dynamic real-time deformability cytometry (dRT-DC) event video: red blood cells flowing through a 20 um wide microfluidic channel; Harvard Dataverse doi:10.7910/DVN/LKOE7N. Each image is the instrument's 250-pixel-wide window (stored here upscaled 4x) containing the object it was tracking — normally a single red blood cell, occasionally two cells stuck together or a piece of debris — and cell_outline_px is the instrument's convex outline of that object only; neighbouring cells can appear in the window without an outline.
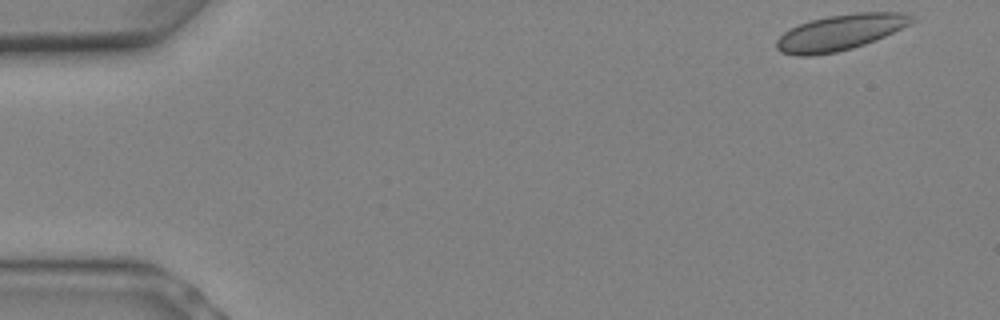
{"species": "Egyptian fruit bat (a non-hibernating species)", "species_latin": "Rousettus aegyptiacus", "temperature_condition": "warm", "stored_images_in_passage": 9, "camera_frame_rate_fps": 3000, "um_per_image_px": 0.085, "animal": {"sex": "female"}, "frame": {"image": 1, "passage_image": 1, "time_ms": 0.0, "image_size_px": [1000, 320], "cell_outline_px": [[916, 20], [876, 40], [852, 48], [836, 52], [812, 56], [796, 56], [780, 52], [776, 48], [776, 40], [784, 32], [800, 24], [812, 20], [828, 16], [856, 12], [904, 12], [912, 16]], "centroid_in_image_um": [71.39, 2.76], "position_along_channel_um": 13.6, "area_um2": 27.98}}
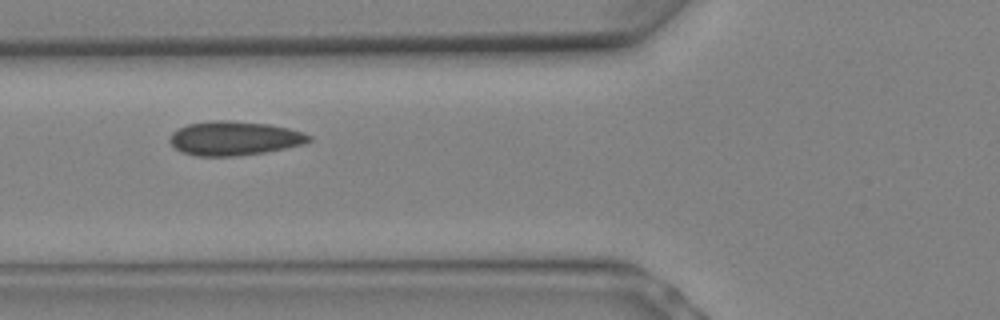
{"frame": {"image": 2, "passage_image": 8, "time_ms": 2.333, "image_size_px": [1000, 320], "cell_outline_px": [[312, 140], [304, 144], [264, 152], [236, 156], [196, 156], [184, 152], [176, 148], [172, 144], [172, 132], [188, 124], [220, 120], [228, 120], [268, 124], [288, 128], [304, 132], [312, 136]], "centroid_in_image_um": [19.98, 11.75], "position_along_channel_um": 105.8, "area_um2": 27.28}}
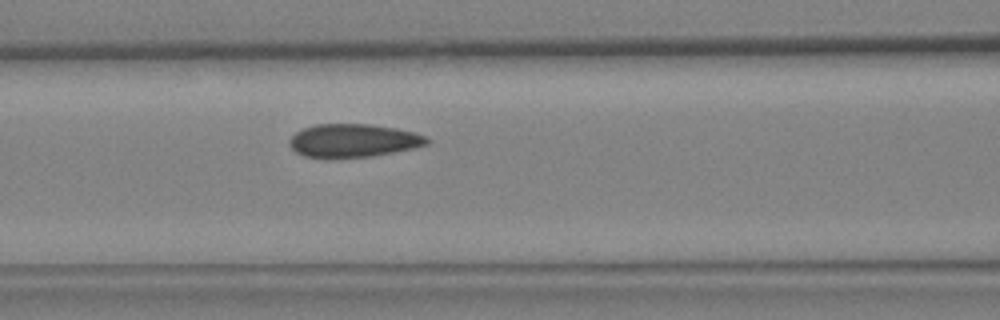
{"frame": {"image": 3, "passage_image": 9, "time_ms": 2.667, "image_size_px": [1000, 320], "cell_outline_px": [[428, 144], [412, 148], [372, 156], [304, 156], [296, 152], [288, 144], [288, 140], [296, 132], [304, 128], [316, 124], [368, 124], [396, 128], [412, 132], [424, 136], [428, 140]], "centroid_in_image_um": [30.0, 11.92], "position_along_channel_um": 136.6, "area_um2": 25.89}}